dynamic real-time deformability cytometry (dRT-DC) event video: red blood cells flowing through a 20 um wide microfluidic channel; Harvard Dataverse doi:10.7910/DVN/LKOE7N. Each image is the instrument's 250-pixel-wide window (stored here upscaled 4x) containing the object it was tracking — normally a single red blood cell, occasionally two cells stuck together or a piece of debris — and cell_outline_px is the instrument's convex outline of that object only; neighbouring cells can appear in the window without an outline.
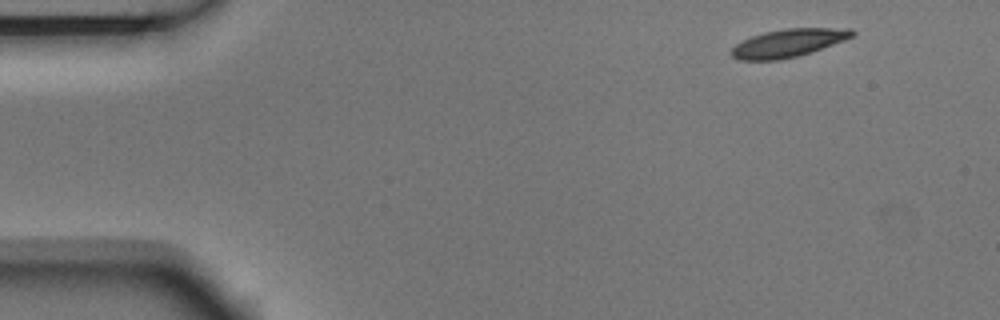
{"species": "Egyptian fruit bat (a non-hibernating species)", "species_latin": "Rousettus aegyptiacus", "temperature_condition": "room temperature", "stored_images_in_passage": 4, "camera_frame_rate_fps": 3000, "um_per_image_px": 0.085, "animal": {"sex": "male"}, "frame": {"image": 1, "passage_image": 1, "time_ms": 0.0, "image_size_px": [1000, 320], "cell_outline_px": [[856, 32], [852, 36], [844, 40], [796, 56], [776, 60], [740, 60], [732, 56], [732, 48], [736, 44], [752, 36], [764, 32], [788, 28], [852, 28]], "centroid_in_image_um": [67.0, 3.64], "position_along_channel_um": 18.0, "area_um2": 19.25}}
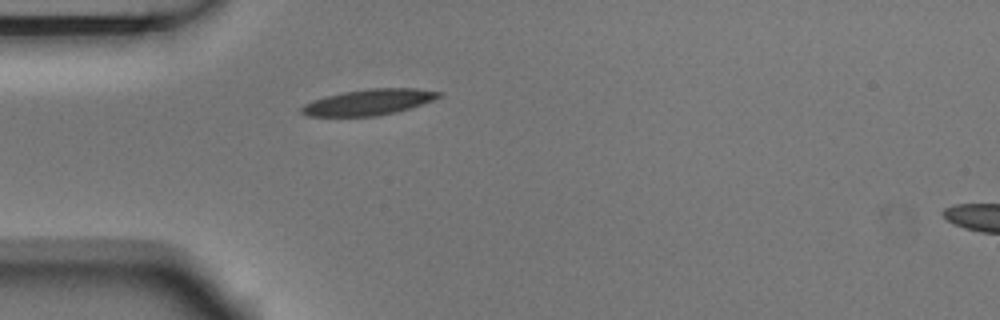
{"frame": {"image": 2, "passage_image": 4, "time_ms": 1.0, "image_size_px": [1000, 320], "cell_outline_px": [[444, 92], [440, 96], [432, 100], [396, 112], [376, 116], [308, 116], [300, 112], [300, 108], [304, 104], [312, 100], [324, 96], [344, 92], [368, 88], [416, 88]], "centroid_in_image_um": [31.31, 8.67], "position_along_channel_um": 53.7, "area_um2": 20.63}}